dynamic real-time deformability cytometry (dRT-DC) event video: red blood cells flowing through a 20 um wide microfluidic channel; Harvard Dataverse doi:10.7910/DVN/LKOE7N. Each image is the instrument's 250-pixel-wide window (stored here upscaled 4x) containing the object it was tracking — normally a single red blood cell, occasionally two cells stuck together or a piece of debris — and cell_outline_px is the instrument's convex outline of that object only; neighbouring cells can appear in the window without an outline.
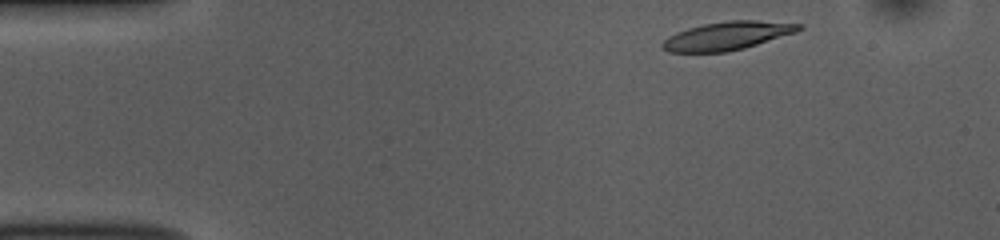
{"species": "common noctule bat (a hibernating species)", "species_latin": "Nyctalus noctula", "temperature_condition": "room temperature", "stored_images_in_passage": 47, "camera_frame_rate_fps": 3000, "um_per_image_px": 0.085, "animal": {"sex": "female", "body_mass_g": 10.0, "forearm_length_mm": 53.1}, "frame": {"image": 1, "passage_image": 1, "time_ms": 0.0, "image_size_px": [1000, 240], "cell_outline_px": [[804, 28], [796, 32], [744, 48], [728, 52], [668, 52], [660, 48], [660, 44], [668, 36], [676, 32], [688, 28], [704, 24], [728, 20], [756, 20], [804, 24]], "centroid_in_image_um": [61.8, 3.04], "position_along_channel_um": 23.2, "area_um2": 22.6}}
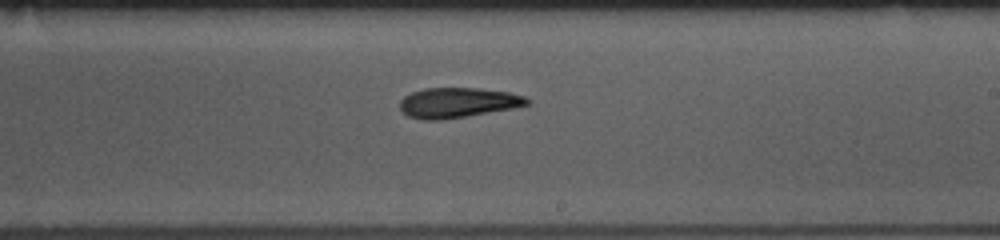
{"frame": {"image": 2, "passage_image": 25, "time_ms": 8.0, "image_size_px": [1000, 240], "cell_outline_px": [[532, 100], [528, 104], [512, 108], [440, 120], [420, 120], [408, 116], [400, 108], [400, 100], [404, 96], [412, 92], [424, 88], [480, 88], [508, 92], [524, 96]], "centroid_in_image_um": [38.89, 8.72], "position_along_channel_um": 250.1, "area_um2": 22.14}}
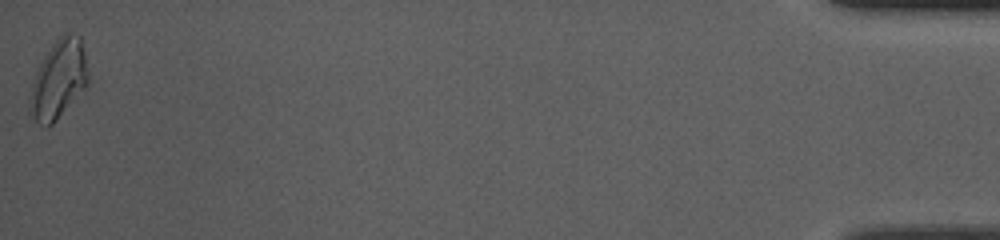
{"frame": {"image": 3, "passage_image": 47, "time_ms": 15.333, "image_size_px": [1000, 240], "cell_outline_px": [[88, 84], [56, 120], [48, 128], [44, 128], [28, 112], [28, 96], [36, 72], [44, 56], [52, 44], [64, 32], [68, 32], [80, 36], [84, 52], [88, 72]], "centroid_in_image_um": [4.95, 6.77], "position_along_channel_um": 430.2, "area_um2": 26.65}, "authors_computed_cell_mechanics": {"area_um2": 22.4842, "velocity_mm_per_s": 3.7393, "shape_relaxation_time_tau1_ms": null, "shape_relaxation_time_tau2_ms": 2.9619, "deformation_change_tau1": null, "deformation_change_tau2": 0.1083}}